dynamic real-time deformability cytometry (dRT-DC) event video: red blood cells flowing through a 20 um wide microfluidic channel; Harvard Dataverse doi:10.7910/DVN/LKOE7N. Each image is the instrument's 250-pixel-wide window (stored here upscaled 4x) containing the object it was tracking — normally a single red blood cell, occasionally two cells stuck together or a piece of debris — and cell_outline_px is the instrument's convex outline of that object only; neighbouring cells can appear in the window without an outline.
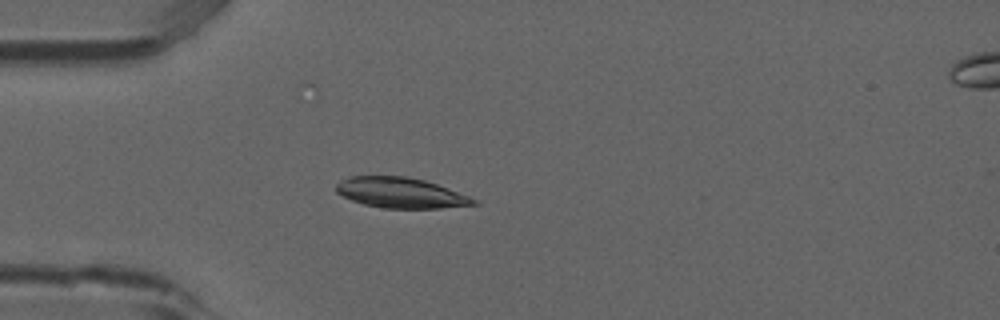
{"species": "common noctule bat (a hibernating species)", "species_latin": "Nyctalus noctula", "temperature_condition": "room temperature", "stored_images_in_passage": 3, "camera_frame_rate_fps": 3000, "um_per_image_px": 0.085, "animal": {"sex": "male", "forearm_length_mm": 52.5}, "frame": {"image": 1, "passage_image": 3, "time_ms": 0.667, "image_size_px": [1000, 320], "cell_outline_px": [[480, 204], [440, 208], [384, 208], [364, 204], [352, 200], [336, 192], [336, 184], [340, 180], [352, 176], [404, 176], [424, 180], [448, 188], [480, 200]], "centroid_in_image_um": [34.09, 16.39], "position_along_channel_um": 50.9, "area_um2": 24.33}}